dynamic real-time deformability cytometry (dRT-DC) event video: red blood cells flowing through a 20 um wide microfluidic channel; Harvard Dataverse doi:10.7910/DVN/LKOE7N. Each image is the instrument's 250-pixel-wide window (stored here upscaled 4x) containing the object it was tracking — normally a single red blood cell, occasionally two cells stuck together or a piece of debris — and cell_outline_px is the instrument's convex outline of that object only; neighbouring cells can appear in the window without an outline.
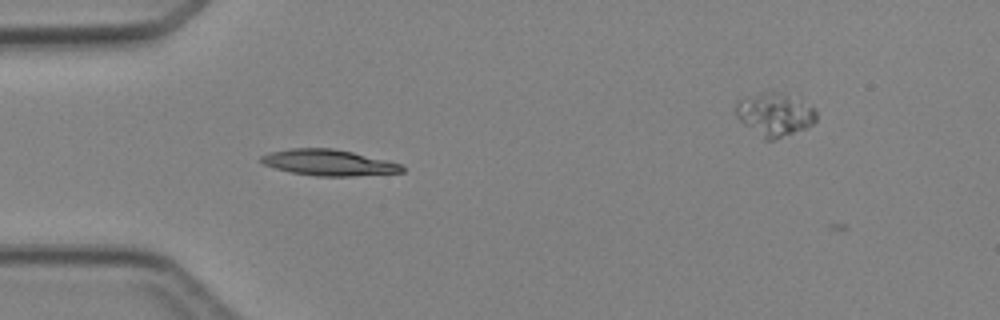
{"species": "Egyptian fruit bat (a non-hibernating species)", "species_latin": "Rousettus aegyptiacus", "temperature_condition": "cold", "stored_images_in_passage": 2, "camera_frame_rate_fps": 3000, "um_per_image_px": 0.085, "animal": {"sex": "female"}, "frame": {"image": 1, "passage_image": 1, "time_ms": 0.0, "image_size_px": [1000, 320], "cell_outline_px": [[404, 172], [352, 176], [316, 176], [292, 172], [276, 168], [264, 164], [260, 160], [260, 156], [268, 152], [288, 148], [332, 148], [352, 152], [400, 164], [404, 168]], "centroid_in_image_um": [27.89, 13.81], "position_along_channel_um": 57.1, "area_um2": 21.15}}